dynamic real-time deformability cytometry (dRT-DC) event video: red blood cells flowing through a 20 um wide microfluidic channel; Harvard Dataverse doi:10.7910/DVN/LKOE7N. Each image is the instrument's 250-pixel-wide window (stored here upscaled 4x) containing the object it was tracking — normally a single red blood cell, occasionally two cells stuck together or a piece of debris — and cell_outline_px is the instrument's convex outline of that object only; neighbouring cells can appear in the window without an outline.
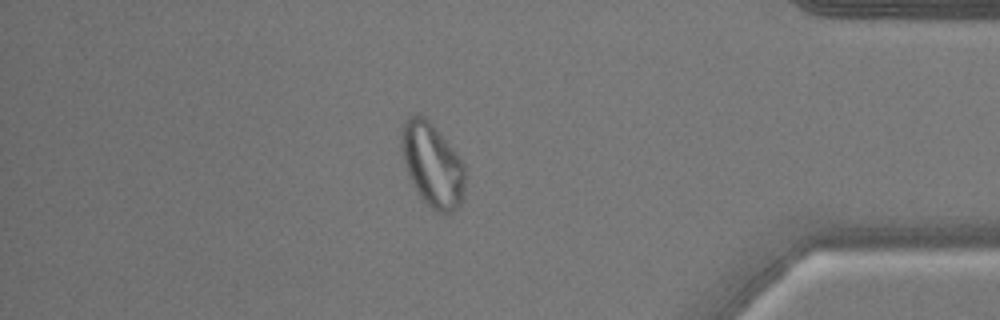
{"species": "common noctule bat (a hibernating species)", "species_latin": "Nyctalus noctula", "temperature_condition": "warm", "stored_images_in_passage": 52, "camera_frame_rate_fps": 3000, "um_per_image_px": 0.085, "animal": {"sex": "male", "body_mass_g": 17.9}, "frame": {"image": 1, "passage_image": 45, "time_ms": 14.667, "image_size_px": [1000, 320], "cell_outline_px": [[464, 196], [460, 204], [452, 212], [436, 212], [416, 192], [412, 184], [404, 164], [400, 148], [400, 132], [408, 116], [416, 112], [424, 116], [432, 124], [452, 148], [464, 164]], "centroid_in_image_um": [36.71, 13.99], "position_along_channel_um": 398.5, "area_um2": 31.04}}